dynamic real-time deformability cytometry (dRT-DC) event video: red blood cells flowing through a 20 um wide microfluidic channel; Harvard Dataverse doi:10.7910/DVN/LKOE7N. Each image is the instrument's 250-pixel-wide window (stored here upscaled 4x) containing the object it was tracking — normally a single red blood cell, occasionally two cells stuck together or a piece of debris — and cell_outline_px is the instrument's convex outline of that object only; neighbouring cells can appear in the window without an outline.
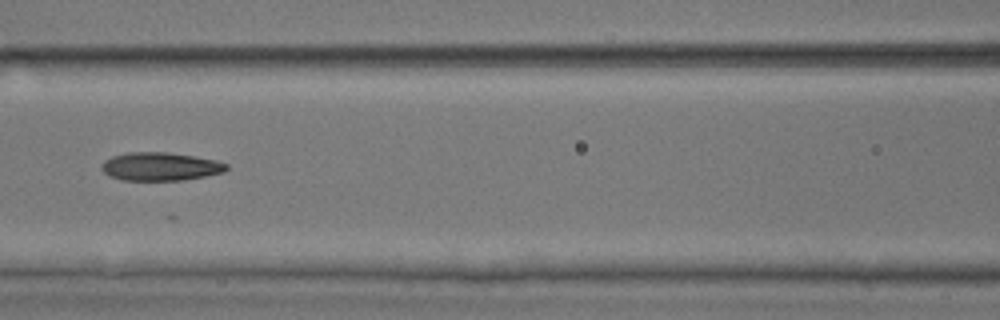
{"species": "common noctule bat (a hibernating species)", "species_latin": "Nyctalus noctula", "temperature_condition": "room temperature", "stored_images_in_passage": 24, "camera_frame_rate_fps": 3000, "um_per_image_px": 0.085, "animal": {"sex": "male", "body_mass_g": 17.9, "forearm_length_mm": 54.2}, "frame": {"image": 1, "passage_image": 8, "time_ms": 2.333, "image_size_px": [1000, 320], "cell_outline_px": [[228, 168], [224, 172], [184, 180], [120, 180], [104, 172], [100, 168], [104, 160], [112, 156], [128, 152], [168, 152], [216, 160], [228, 164]], "centroid_in_image_um": [13.62, 14.15], "position_along_channel_um": 153.0, "area_um2": 20.52}}